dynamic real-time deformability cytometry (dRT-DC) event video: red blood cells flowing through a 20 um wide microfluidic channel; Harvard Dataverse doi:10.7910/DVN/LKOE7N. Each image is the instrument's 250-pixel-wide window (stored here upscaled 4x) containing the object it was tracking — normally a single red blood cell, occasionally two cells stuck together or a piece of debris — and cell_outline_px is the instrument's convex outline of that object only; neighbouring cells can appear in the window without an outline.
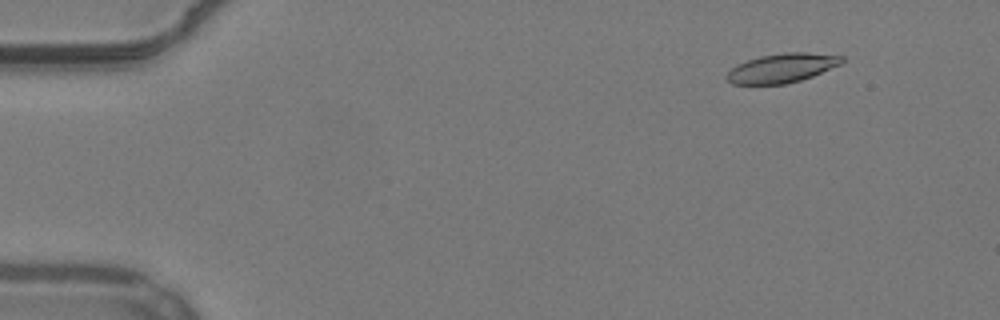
{"species": "common noctule bat (a hibernating species)", "species_latin": "Nyctalus noctula", "temperature_condition": "warm", "stored_images_in_passage": 8, "camera_frame_rate_fps": 3000, "um_per_image_px": 0.085, "animal": {"sex": "male", "body_mass_g": 19.2, "forearm_length_mm": 51.8}, "frame": {"image": 1, "passage_image": 7, "time_ms": 2.0, "image_size_px": [1000, 320], "cell_outline_px": [[844, 60], [840, 64], [812, 76], [800, 80], [784, 84], [732, 84], [724, 76], [736, 64], [760, 56], [784, 52], [804, 52], [844, 56]], "centroid_in_image_um": [66.44, 5.78], "position_along_channel_um": 18.6, "area_um2": 19.42}}